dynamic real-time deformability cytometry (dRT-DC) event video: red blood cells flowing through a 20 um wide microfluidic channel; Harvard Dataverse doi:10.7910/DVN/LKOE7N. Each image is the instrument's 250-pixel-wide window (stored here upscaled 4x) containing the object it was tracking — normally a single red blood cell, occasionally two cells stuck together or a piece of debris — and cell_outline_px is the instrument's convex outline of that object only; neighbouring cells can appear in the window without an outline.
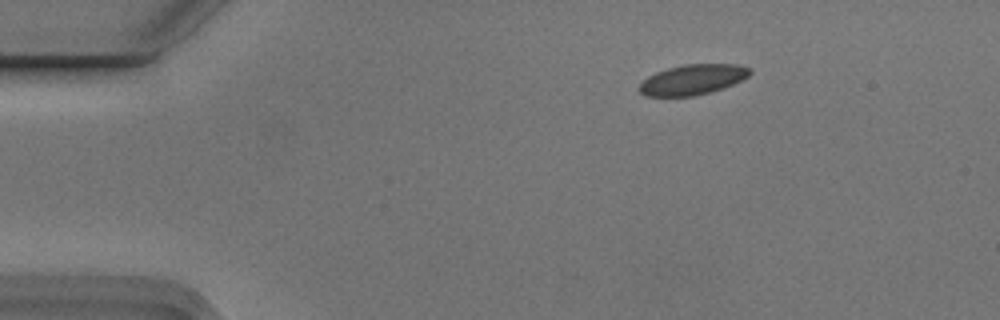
{"species": "Egyptian fruit bat (a non-hibernating species)", "species_latin": "Rousettus aegyptiacus", "temperature_condition": "cold", "stored_images_in_passage": 3, "segment_of_instrument_passage": [1, 2], "camera_frame_rate_fps": 3000, "um_per_image_px": 0.085, "animal": {"sex": "male"}, "frame": {"image": 1, "passage_image": 1, "time_ms": 0.0, "image_size_px": [1000, 320], "cell_outline_px": [[752, 72], [748, 76], [724, 88], [712, 92], [696, 96], [644, 96], [636, 88], [648, 76], [656, 72], [668, 68], [684, 64], [740, 64], [752, 68]], "centroid_in_image_um": [58.88, 6.77], "position_along_channel_um": 26.1, "area_um2": 19.71}}